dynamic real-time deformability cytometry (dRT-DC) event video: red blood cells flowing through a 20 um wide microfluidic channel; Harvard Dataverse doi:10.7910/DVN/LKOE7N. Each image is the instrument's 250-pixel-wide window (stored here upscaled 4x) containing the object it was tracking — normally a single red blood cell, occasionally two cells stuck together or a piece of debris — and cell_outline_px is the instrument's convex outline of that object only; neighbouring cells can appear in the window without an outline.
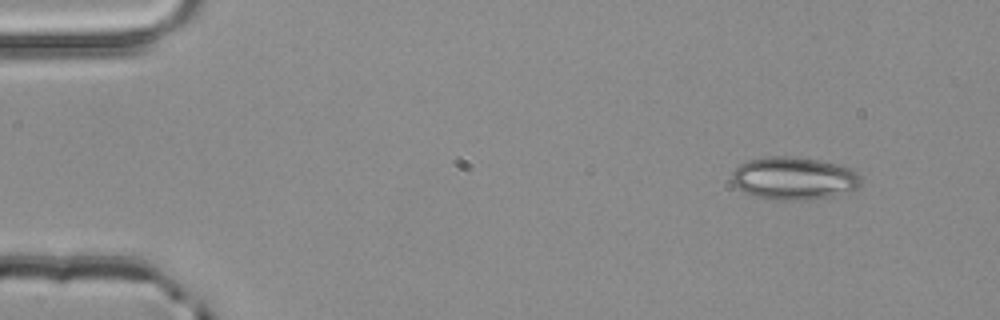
{"species": "common noctule bat (a hibernating species)", "species_latin": "Nyctalus noctula", "temperature_condition": "room temperature", "stored_images_in_passage": 3, "camera_frame_rate_fps": 3000, "um_per_image_px": 0.085, "animal": {"sex": "male", "body_mass_g": 20.4}, "frame": {"image": 1, "passage_image": 3, "time_ms": 0.667, "image_size_px": [1000, 320], "cell_outline_px": [[860, 184], [856, 188], [828, 196], [808, 200], [772, 200], [756, 196], [744, 192], [732, 180], [732, 172], [740, 164], [748, 160], [772, 156], [792, 156], [820, 160], [840, 164], [852, 168], [860, 176]], "centroid_in_image_um": [67.48, 15.14], "position_along_channel_um": 17.5, "area_um2": 31.96}}